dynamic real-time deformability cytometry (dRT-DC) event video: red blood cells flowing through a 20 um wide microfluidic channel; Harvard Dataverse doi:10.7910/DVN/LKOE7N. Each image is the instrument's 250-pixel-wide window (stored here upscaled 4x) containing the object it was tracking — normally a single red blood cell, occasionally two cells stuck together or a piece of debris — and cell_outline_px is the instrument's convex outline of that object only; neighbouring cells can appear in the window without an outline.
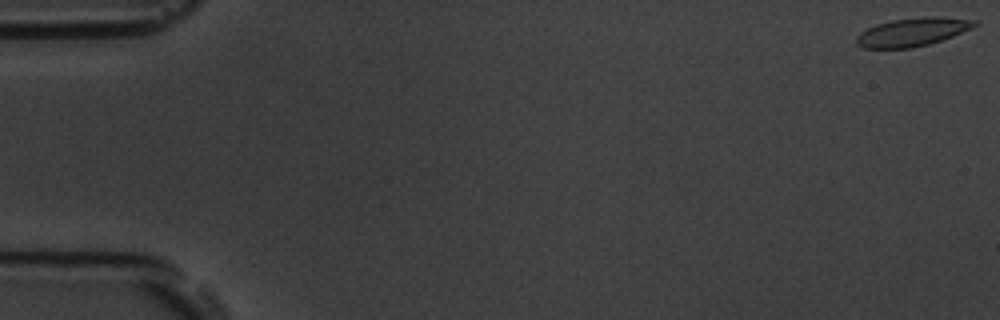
{"species": "common noctule bat (a hibernating species)", "species_latin": "Nyctalus noctula", "temperature_condition": "room temperature", "stored_images_in_passage": 9, "camera_frame_rate_fps": 3000, "um_per_image_px": 0.085, "animal": {"sex": "male", "body_mass_g": 19.5, "forearm_length_mm": 54.6}, "frame": {"image": 1, "passage_image": 1, "time_ms": 0.0, "image_size_px": [1000, 320], "cell_outline_px": [[980, 24], [972, 28], [952, 36], [928, 44], [912, 48], [864, 48], [856, 44], [856, 36], [860, 32], [876, 24], [892, 20], [924, 16], [940, 16], [980, 20]], "centroid_in_image_um": [77.6, 2.7], "position_along_channel_um": 7.4, "area_um2": 19.71}}